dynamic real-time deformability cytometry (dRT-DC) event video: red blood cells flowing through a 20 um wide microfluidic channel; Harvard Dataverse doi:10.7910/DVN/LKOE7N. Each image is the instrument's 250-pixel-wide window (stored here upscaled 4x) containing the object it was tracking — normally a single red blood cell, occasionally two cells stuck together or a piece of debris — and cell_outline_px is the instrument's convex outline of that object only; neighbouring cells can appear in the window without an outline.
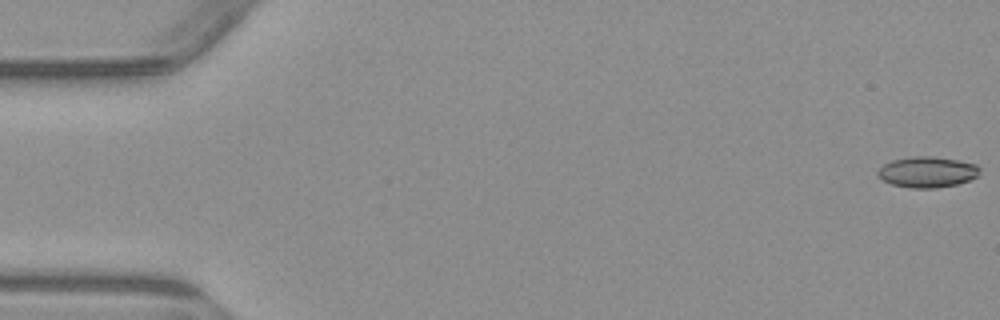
{"species": "common noctule bat (a hibernating species)", "species_latin": "Nyctalus noctula", "temperature_condition": "warm", "stored_images_in_passage": 3, "camera_frame_rate_fps": 3000, "um_per_image_px": 0.085, "animal": {"sex": "male", "body_mass_g": 23.1, "forearm_length_mm": 52.7}, "frame": {"image": 1, "passage_image": 1, "time_ms": 0.0, "image_size_px": [1000, 320], "cell_outline_px": [[980, 168], [976, 176], [968, 180], [956, 184], [936, 188], [912, 188], [892, 184], [884, 180], [876, 172], [884, 164], [892, 160], [912, 156], [932, 156], [956, 160], [976, 164]], "centroid_in_image_um": [78.8, 14.61], "position_along_channel_um": 6.2, "area_um2": 18.03}}